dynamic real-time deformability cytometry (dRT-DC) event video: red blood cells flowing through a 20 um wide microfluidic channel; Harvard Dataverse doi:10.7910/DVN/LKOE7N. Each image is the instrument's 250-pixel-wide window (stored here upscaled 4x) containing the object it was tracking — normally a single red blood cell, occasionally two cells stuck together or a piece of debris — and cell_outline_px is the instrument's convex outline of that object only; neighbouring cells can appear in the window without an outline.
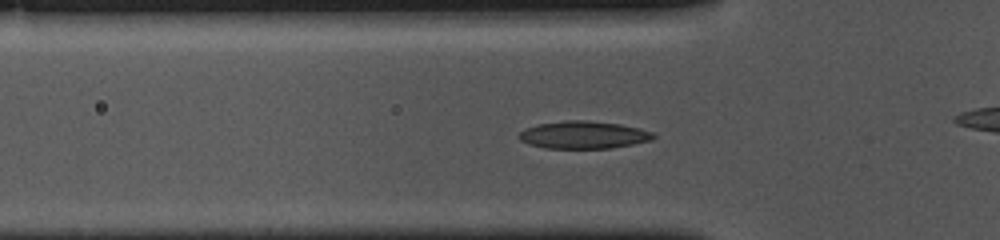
{"species": "common noctule bat (a hibernating species)", "species_latin": "Nyctalus noctula", "temperature_condition": "cold", "stored_images_in_passage": 43, "camera_frame_rate_fps": 3000, "um_per_image_px": 0.085, "animal": {"sex": "female", "body_mass_g": 10.0, "forearm_length_mm": 53.1}, "frame": {"image": 1, "passage_image": 16, "time_ms": 5.0, "image_size_px": [1000, 240], "cell_outline_px": [[656, 136], [652, 140], [612, 148], [544, 148], [528, 144], [520, 140], [516, 136], [524, 128], [536, 124], [564, 120], [588, 120], [620, 124], [640, 128], [652, 132]], "centroid_in_image_um": [49.56, 11.46], "position_along_channel_um": 76.2, "area_um2": 21.79}}
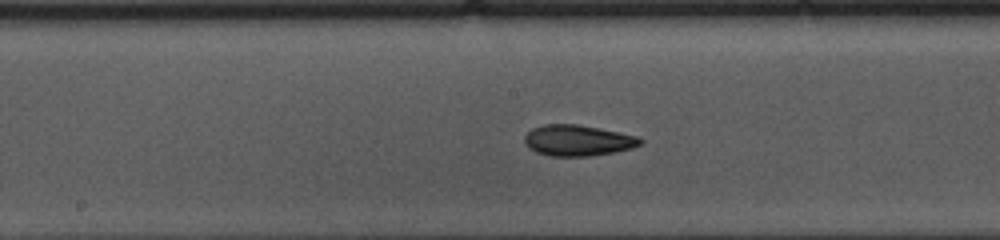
{"frame": {"image": 2, "passage_image": 26, "time_ms": 8.333, "image_size_px": [1000, 240], "cell_outline_px": [[644, 140], [640, 144], [632, 148], [612, 152], [588, 156], [548, 156], [536, 152], [528, 148], [524, 140], [524, 136], [532, 128], [544, 124], [576, 124], [636, 136]], "centroid_in_image_um": [49.05, 11.94], "position_along_channel_um": 199.1, "area_um2": 20.63}}
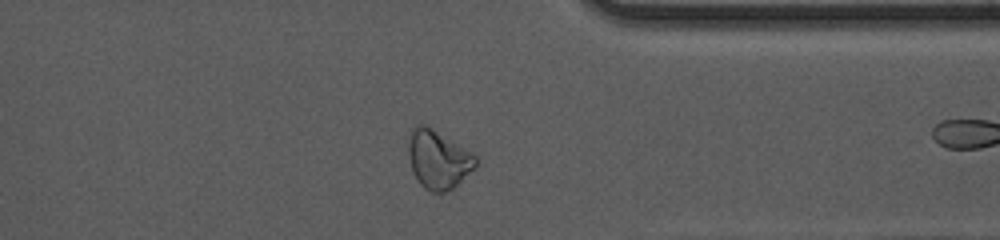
{"frame": {"image": 3, "passage_image": 41, "time_ms": 13.333, "image_size_px": [1000, 240], "cell_outline_px": [[476, 168], [452, 188], [444, 192], [432, 192], [424, 188], [420, 184], [412, 172], [408, 156], [408, 144], [412, 128], [420, 120], [472, 152], [476, 156]], "centroid_in_image_um": [37.22, 13.51], "position_along_channel_um": 374.2, "area_um2": 23.24}}